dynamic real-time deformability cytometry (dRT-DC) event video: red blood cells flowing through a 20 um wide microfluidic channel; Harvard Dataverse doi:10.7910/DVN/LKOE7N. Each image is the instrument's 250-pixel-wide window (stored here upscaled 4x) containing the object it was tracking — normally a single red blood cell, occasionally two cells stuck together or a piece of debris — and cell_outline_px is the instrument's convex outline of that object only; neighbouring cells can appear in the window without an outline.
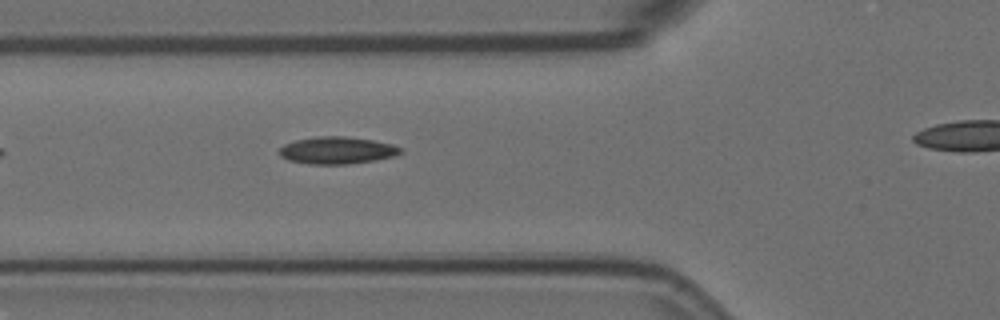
{"species": "Egyptian fruit bat (a non-hibernating species)", "species_latin": "Rousettus aegyptiacus", "temperature_condition": "room temperature", "stored_images_in_passage": 4, "camera_frame_rate_fps": 3000, "um_per_image_px": 0.085, "animal": {"sex": "female"}, "frame": {"image": 1, "passage_image": 3, "time_ms": 0.667, "image_size_px": [1000, 320], "cell_outline_px": [[404, 152], [392, 156], [376, 160], [348, 164], [308, 164], [288, 160], [280, 156], [280, 148], [284, 144], [296, 140], [316, 136], [344, 136], [372, 140], [392, 144], [404, 148]], "centroid_in_image_um": [28.67, 12.78], "position_along_channel_um": 97.1, "area_um2": 19.25}}